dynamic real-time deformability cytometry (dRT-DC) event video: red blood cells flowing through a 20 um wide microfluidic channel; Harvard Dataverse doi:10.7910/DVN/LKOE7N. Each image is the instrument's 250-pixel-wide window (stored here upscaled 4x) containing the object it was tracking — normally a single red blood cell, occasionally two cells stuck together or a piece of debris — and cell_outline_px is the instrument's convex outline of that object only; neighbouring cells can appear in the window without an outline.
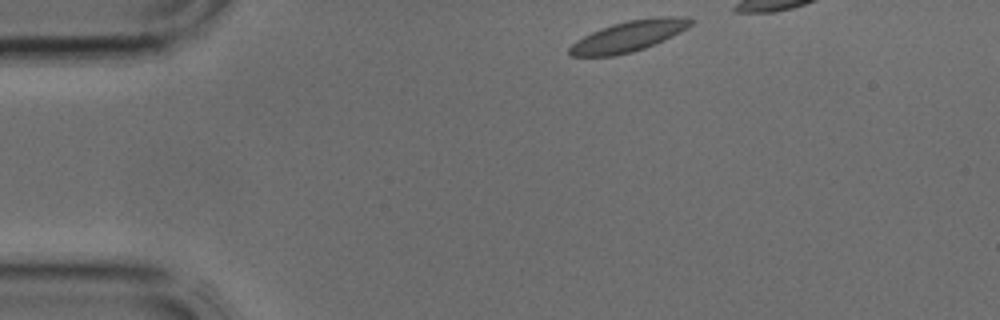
{"species": "common noctule bat (a hibernating species)", "species_latin": "Nyctalus noctula", "temperature_condition": "cold", "stored_images_in_passage": 3, "camera_frame_rate_fps": 3000, "um_per_image_px": 0.085, "animal": {"sex": "male", "body_mass_g": 17.9, "forearm_length_mm": 54.2}, "frame": {"image": 1, "passage_image": 1, "time_ms": 0.0, "image_size_px": [1000, 320], "cell_outline_px": [[696, 20], [688, 28], [664, 40], [644, 48], [632, 52], [616, 56], [572, 56], [568, 52], [568, 48], [576, 40], [600, 28], [612, 24], [628, 20], [656, 16], [688, 16]], "centroid_in_image_um": [53.49, 3.05], "position_along_channel_um": 31.5, "area_um2": 21.96}}